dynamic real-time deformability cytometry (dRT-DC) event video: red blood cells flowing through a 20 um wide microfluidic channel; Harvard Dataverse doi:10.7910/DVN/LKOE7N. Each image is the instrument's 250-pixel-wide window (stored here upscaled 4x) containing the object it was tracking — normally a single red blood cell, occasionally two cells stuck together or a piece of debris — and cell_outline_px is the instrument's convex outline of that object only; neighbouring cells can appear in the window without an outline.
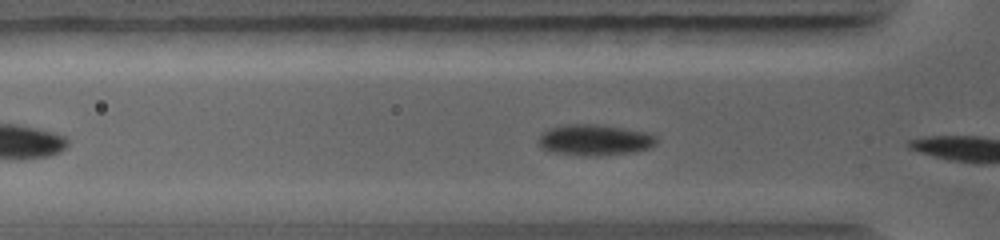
{"species": "common noctule bat (a hibernating species)", "species_latin": "Nyctalus noctula", "temperature_condition": "warm", "stored_images_in_passage": 4, "camera_frame_rate_fps": 5000, "um_per_image_px": 0.085, "animal": {"sex": "female", "body_mass_g": 19.0, "forearm_length_mm": 56.7}, "frame": {"image": 1, "passage_image": 2, "time_ms": 0.2, "image_size_px": [1000, 240], "cell_outline_px": [[656, 144], [648, 148], [636, 152], [596, 156], [580, 156], [548, 152], [540, 148], [540, 136], [548, 128], [560, 124], [596, 124], [624, 128], [644, 132], [656, 136]], "centroid_in_image_um": [50.5, 11.91], "position_along_channel_um": 75.3, "area_um2": 21.56}}